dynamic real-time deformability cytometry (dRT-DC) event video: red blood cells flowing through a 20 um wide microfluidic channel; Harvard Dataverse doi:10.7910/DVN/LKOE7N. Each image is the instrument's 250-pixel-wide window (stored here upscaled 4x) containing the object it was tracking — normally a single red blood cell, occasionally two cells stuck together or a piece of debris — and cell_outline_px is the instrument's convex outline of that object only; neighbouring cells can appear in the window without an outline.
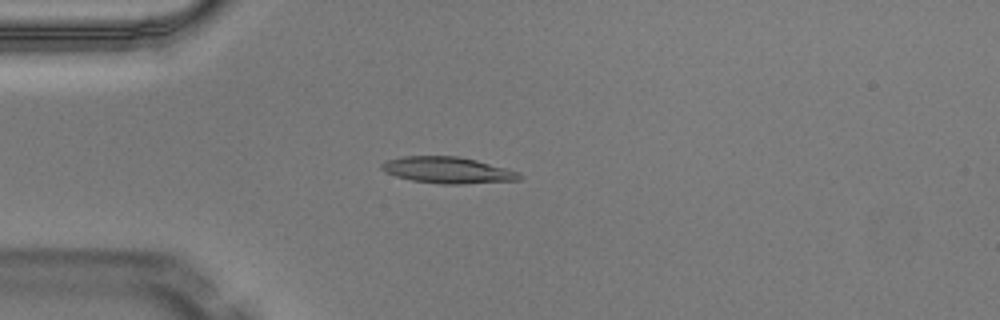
{"species": "Egyptian fruit bat (a non-hibernating species)", "species_latin": "Rousettus aegyptiacus", "temperature_condition": "warm", "stored_images_in_passage": 3, "camera_frame_rate_fps": 3000, "um_per_image_px": 0.085, "animal": {"sex": "male"}, "frame": {"image": 1, "passage_image": 3, "time_ms": 0.667, "image_size_px": [1000, 320], "cell_outline_px": [[524, 176], [520, 180], [464, 184], [440, 184], [412, 180], [396, 176], [384, 172], [380, 168], [380, 164], [384, 160], [404, 156], [456, 156], [476, 160], [520, 172]], "centroid_in_image_um": [38.04, 14.46], "position_along_channel_um": 47.0, "area_um2": 21.33}}